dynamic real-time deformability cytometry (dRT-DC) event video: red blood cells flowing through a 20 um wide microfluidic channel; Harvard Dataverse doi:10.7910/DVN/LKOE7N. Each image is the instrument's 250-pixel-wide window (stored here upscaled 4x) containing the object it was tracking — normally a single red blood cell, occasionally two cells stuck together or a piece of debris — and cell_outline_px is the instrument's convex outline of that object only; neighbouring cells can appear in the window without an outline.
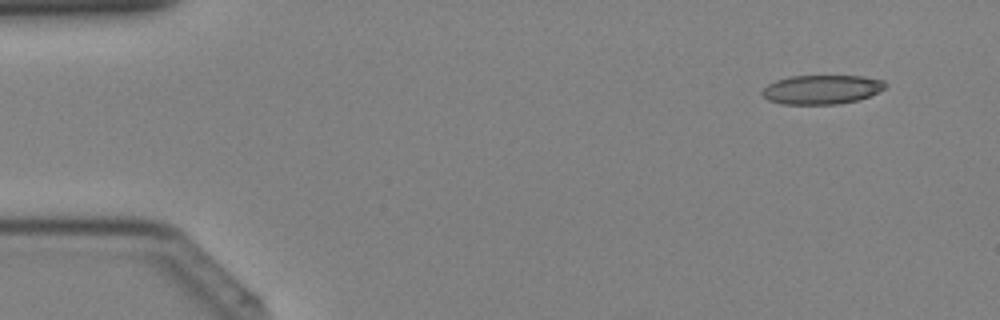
{"species": "Egyptian fruit bat (a non-hibernating species)", "species_latin": "Rousettus aegyptiacus", "temperature_condition": "cold", "stored_images_in_passage": 39, "camera_frame_rate_fps": 3000, "um_per_image_px": 0.085, "animal": {"sex": "female"}, "frame": {"image": 1, "passage_image": 3, "time_ms": 0.667, "image_size_px": [1000, 320], "cell_outline_px": [[888, 84], [884, 88], [868, 96], [856, 100], [840, 104], [780, 104], [768, 100], [760, 92], [768, 84], [776, 80], [788, 76], [864, 76], [884, 80]], "centroid_in_image_um": [69.82, 7.6], "position_along_channel_um": 15.2, "area_um2": 20.92}}
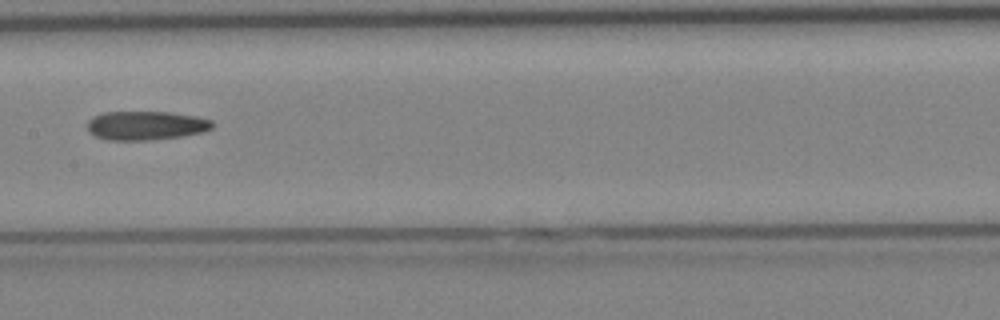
{"frame": {"image": 2, "passage_image": 20, "time_ms": 6.333, "image_size_px": [1000, 320], "cell_outline_px": [[216, 124], [212, 128], [204, 132], [180, 136], [148, 140], [108, 140], [96, 136], [88, 132], [88, 120], [92, 116], [104, 112], [168, 112], [196, 116], [212, 120]], "centroid_in_image_um": [12.41, 10.66], "position_along_channel_um": 195.0, "area_um2": 21.15}}
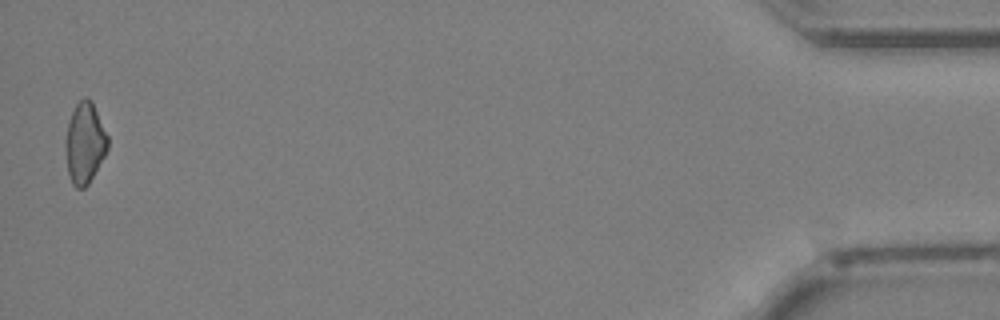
{"frame": {"image": 3, "passage_image": 39, "time_ms": 12.667, "image_size_px": [1000, 320], "cell_outline_px": [[108, 148], [104, 156], [88, 184], [84, 188], [76, 188], [72, 184], [68, 172], [64, 144], [64, 140], [68, 120], [76, 104], [84, 96], [88, 96], [92, 100], [108, 136]], "centroid_in_image_um": [7.19, 12.12], "position_along_channel_um": 428.0, "area_um2": 20.11}}